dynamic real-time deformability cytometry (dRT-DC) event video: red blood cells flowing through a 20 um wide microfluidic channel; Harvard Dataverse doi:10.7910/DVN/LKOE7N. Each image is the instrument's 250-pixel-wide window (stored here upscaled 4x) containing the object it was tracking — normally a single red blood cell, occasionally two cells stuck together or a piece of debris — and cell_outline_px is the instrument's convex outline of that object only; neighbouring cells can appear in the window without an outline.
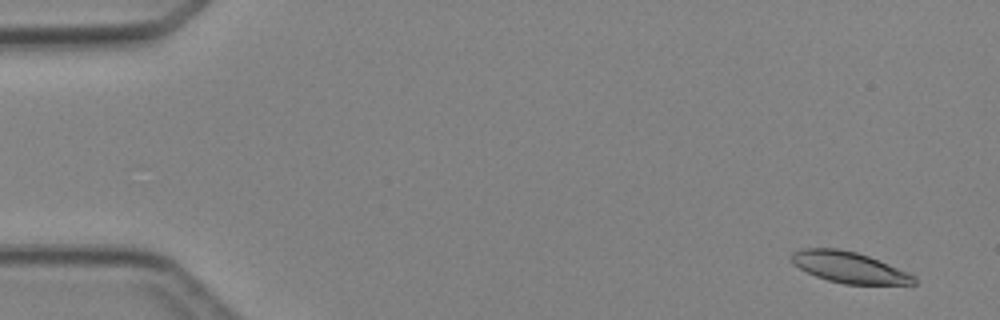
{"species": "Egyptian fruit bat (a non-hibernating species)", "species_latin": "Rousettus aegyptiacus", "temperature_condition": "cold", "stored_images_in_passage": 4, "camera_frame_rate_fps": 3000, "um_per_image_px": 0.085, "animal": {"sex": "female"}, "frame": {"image": 1, "passage_image": 1, "time_ms": 0.0, "image_size_px": [1000, 320], "cell_outline_px": [[916, 284], [844, 284], [828, 280], [816, 276], [792, 264], [792, 252], [804, 248], [836, 248], [856, 252], [868, 256], [888, 264], [916, 276]], "centroid_in_image_um": [72.17, 22.72], "position_along_channel_um": 12.8, "area_um2": 21.91}}
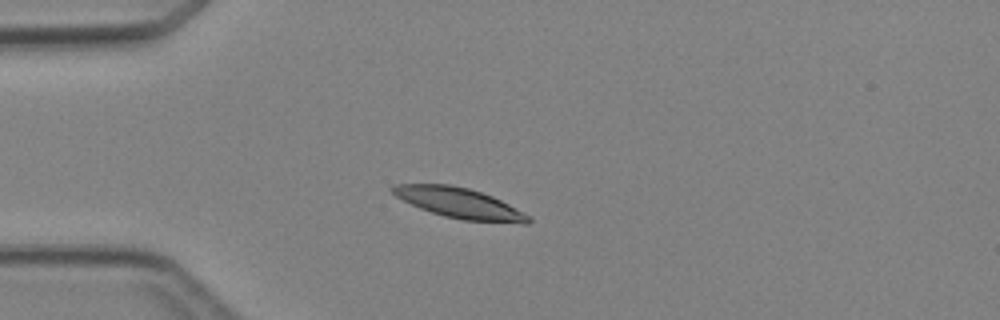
{"frame": {"image": 2, "passage_image": 3, "time_ms": 3.333, "image_size_px": [1000, 320], "cell_outline_px": [[532, 220], [528, 224], [524, 224], [464, 220], [444, 216], [420, 208], [396, 196], [388, 188], [396, 184], [448, 184], [468, 188], [492, 196], [508, 204], [528, 216]], "centroid_in_image_um": [39.04, 17.26], "position_along_channel_um": 46.0, "area_um2": 23.7}}